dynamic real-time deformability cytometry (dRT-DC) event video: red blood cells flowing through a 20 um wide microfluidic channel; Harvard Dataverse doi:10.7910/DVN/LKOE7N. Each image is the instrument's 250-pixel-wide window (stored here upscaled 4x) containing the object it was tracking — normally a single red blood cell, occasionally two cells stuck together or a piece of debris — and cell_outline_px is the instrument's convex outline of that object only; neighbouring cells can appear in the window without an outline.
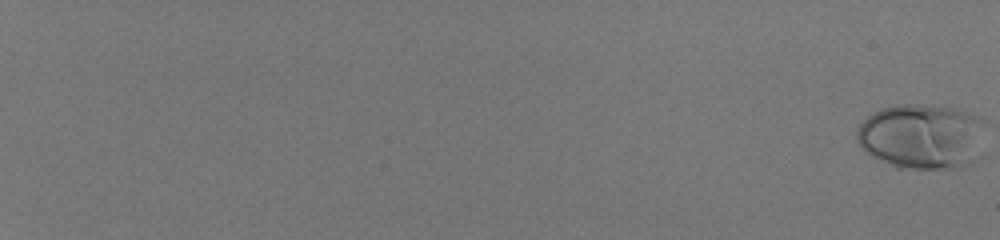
{"species": "human", "species_latin": "Homo sapiens", "temperature_condition": "room temperature", "stored_images_in_passage": 57, "camera_frame_rate_fps": 3000, "um_per_image_px": 0.085, "donor": {"sex": "male"}, "frame": {"image": 1, "passage_image": 1, "time_ms": 0.0, "image_size_px": [1000, 240], "cell_outline_px": [[984, 120], [980, 156], [972, 164], [960, 168], [896, 168], [864, 152], [860, 148], [856, 140], [856, 132], [860, 124], [872, 112], [880, 108], [896, 104], [932, 104], [956, 108], [980, 116]], "centroid_in_image_um": [78.37, 11.58], "position_along_channel_um": 6.6, "area_um2": 50.0}}
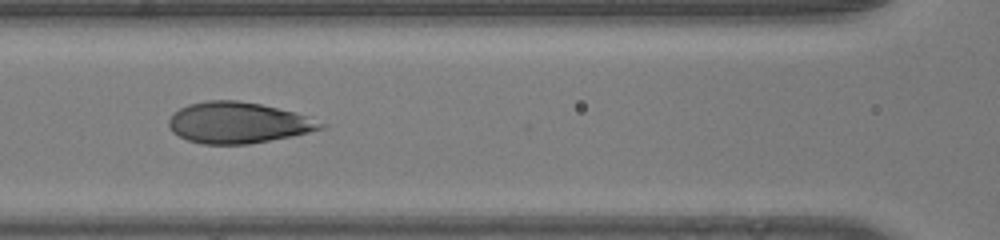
{"frame": {"image": 2, "passage_image": 33, "time_ms": 10.667, "image_size_px": [1000, 240], "cell_outline_px": [[328, 124], [324, 128], [292, 136], [248, 144], [200, 144], [188, 140], [172, 132], [168, 124], [168, 120], [180, 108], [188, 104], [208, 100], [236, 100], [260, 104], [296, 112], [308, 116]], "centroid_in_image_um": [20.26, 10.43], "position_along_channel_um": 146.3, "area_um2": 36.36}}
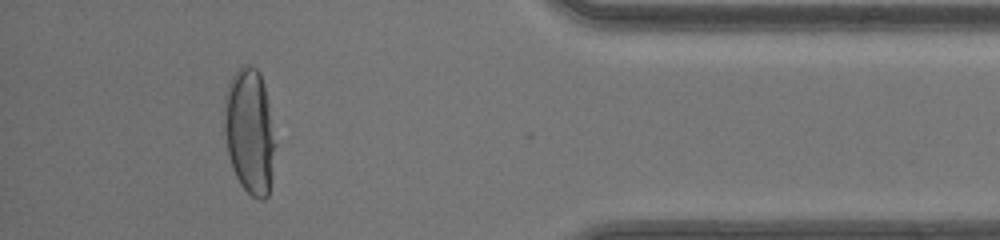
{"frame": {"image": 3, "passage_image": 54, "time_ms": 17.667, "image_size_px": [1000, 240], "cell_outline_px": [[276, 144], [272, 176], [268, 196], [264, 200], [260, 200], [252, 196], [240, 184], [232, 168], [228, 152], [224, 132], [224, 96], [228, 84], [232, 76], [244, 64], [248, 64], [256, 68], [260, 72], [268, 104]], "centroid_in_image_um": [21.22, 11.18], "position_along_channel_um": 414.0, "area_um2": 37.4}, "authors_computed_cell_mechanics": {"area_um2": 40.2866, "velocity_mm_per_s": 4.1616, "shape_relaxation_time_tau1_ms": 4.5087, "shape_relaxation_time_tau2_ms": null, "deformation_change_tau1": 0.2128, "deformation_change_tau2": null}}